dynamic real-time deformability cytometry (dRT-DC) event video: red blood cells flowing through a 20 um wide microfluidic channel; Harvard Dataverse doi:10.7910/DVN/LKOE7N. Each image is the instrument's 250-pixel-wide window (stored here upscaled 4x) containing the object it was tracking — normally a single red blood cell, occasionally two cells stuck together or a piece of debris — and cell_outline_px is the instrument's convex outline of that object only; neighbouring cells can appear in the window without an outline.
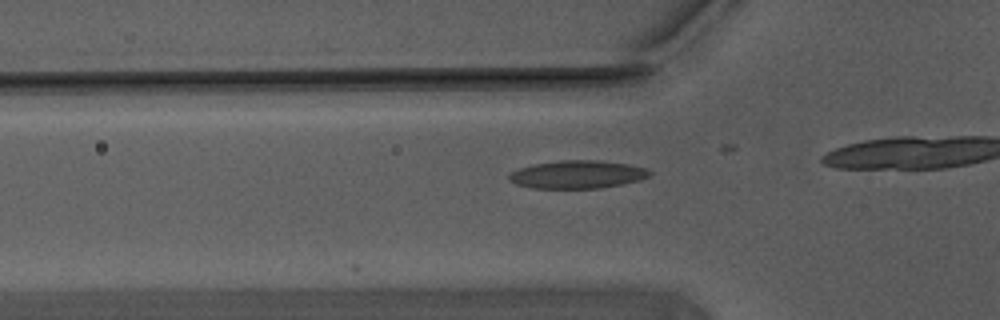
{"species": "Egyptian fruit bat (a non-hibernating species)", "species_latin": "Rousettus aegyptiacus", "temperature_condition": "warm", "stored_images_in_passage": 4, "camera_frame_rate_fps": 3000, "um_per_image_px": 0.085, "animal": {"sex": "male"}, "frame": {"image": 1, "passage_image": 2, "time_ms": 0.333, "image_size_px": [1000, 320], "cell_outline_px": [[652, 172], [648, 176], [640, 180], [600, 188], [532, 188], [516, 184], [508, 180], [508, 176], [512, 172], [520, 168], [532, 164], [560, 160], [600, 160], [628, 164], [648, 168]], "centroid_in_image_um": [49.08, 14.82], "position_along_channel_um": 76.7, "area_um2": 22.95}}